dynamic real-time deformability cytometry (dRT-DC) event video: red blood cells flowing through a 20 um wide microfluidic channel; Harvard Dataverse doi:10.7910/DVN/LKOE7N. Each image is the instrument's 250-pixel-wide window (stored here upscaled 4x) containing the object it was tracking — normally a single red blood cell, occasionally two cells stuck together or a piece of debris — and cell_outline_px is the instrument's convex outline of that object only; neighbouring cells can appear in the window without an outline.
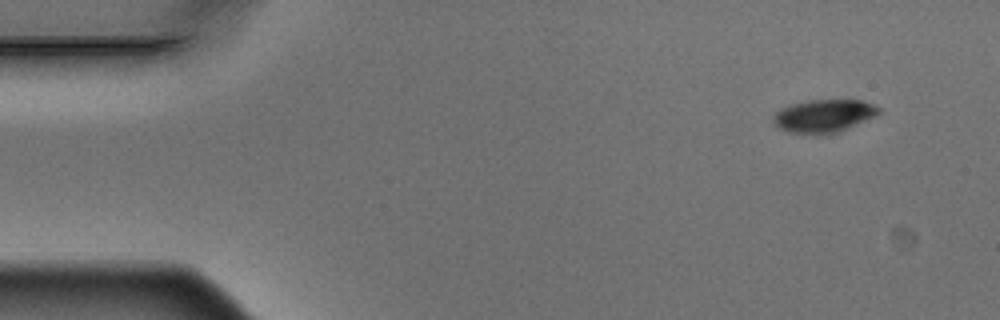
{"species": "Egyptian fruit bat (a non-hibernating species)", "species_latin": "Rousettus aegyptiacus", "temperature_condition": "warm", "stored_images_in_passage": 7, "camera_frame_rate_fps": 3000, "um_per_image_px": 0.085, "animal": {"sex": "male"}, "frame": {"image": 1, "passage_image": 1, "time_ms": 0.0, "image_size_px": [1000, 320], "cell_outline_px": [[880, 112], [848, 128], [836, 132], [788, 132], [772, 124], [772, 116], [780, 108], [792, 104], [808, 100], [864, 100], [880, 108]], "centroid_in_image_um": [69.97, 9.81], "position_along_channel_um": 15.0, "area_um2": 19.65}}
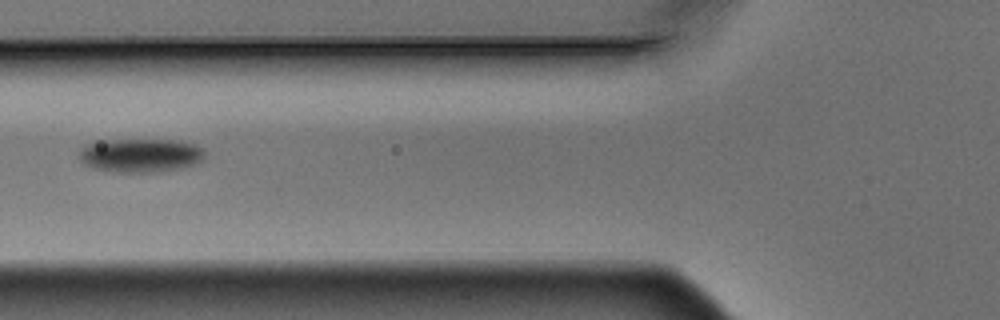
{"frame": {"image": 2, "passage_image": 5, "time_ms": 1.333, "image_size_px": [1000, 320], "cell_outline_px": [[204, 156], [200, 160], [192, 164], [180, 168], [152, 172], [116, 172], [96, 168], [84, 164], [80, 160], [80, 152], [88, 144], [96, 140], [180, 140], [204, 148]], "centroid_in_image_um": [11.93, 13.19], "position_along_channel_um": 113.9, "area_um2": 24.39}}
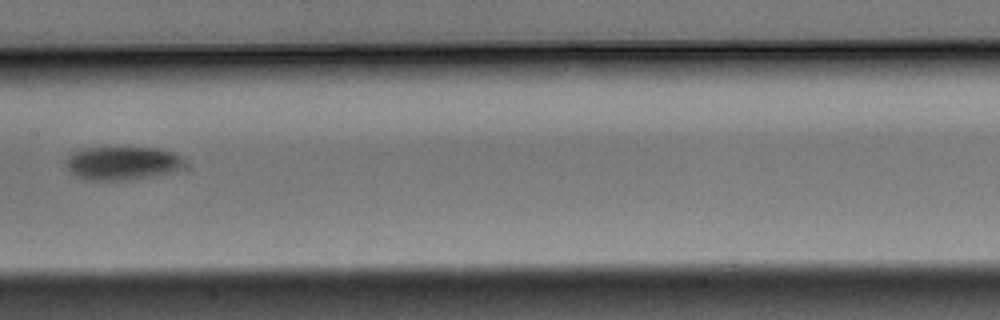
{"frame": {"image": 3, "passage_image": 7, "time_ms": 2.0, "image_size_px": [1000, 320], "cell_outline_px": [[180, 168], [172, 172], [128, 180], [84, 180], [76, 176], [68, 168], [68, 156], [72, 152], [80, 148], [160, 148], [172, 152], [180, 156]], "centroid_in_image_um": [10.34, 13.87], "position_along_channel_um": 197.1, "area_um2": 22.66}}